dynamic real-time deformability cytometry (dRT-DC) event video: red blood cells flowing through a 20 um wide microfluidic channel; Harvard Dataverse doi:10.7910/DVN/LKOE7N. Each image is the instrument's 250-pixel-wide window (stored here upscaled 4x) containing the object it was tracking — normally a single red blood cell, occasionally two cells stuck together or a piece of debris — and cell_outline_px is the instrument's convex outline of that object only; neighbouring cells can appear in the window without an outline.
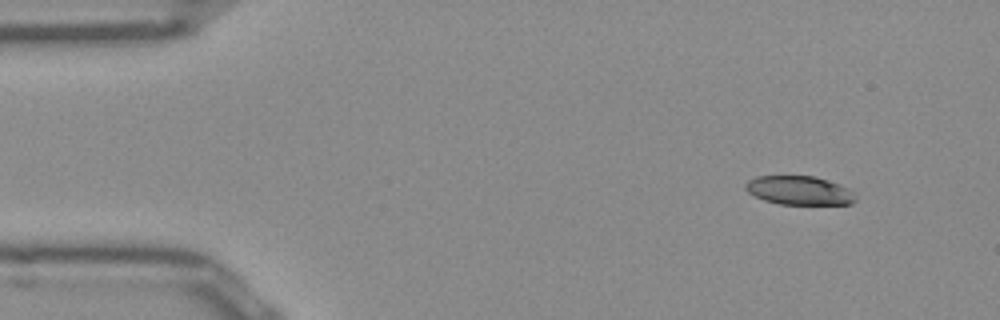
{"species": "Egyptian fruit bat (a non-hibernating species)", "species_latin": "Rousettus aegyptiacus", "temperature_condition": "room temperature", "stored_images_in_passage": 47, "camera_frame_rate_fps": 3000, "um_per_image_px": 0.085, "frame": {"image": 1, "passage_image": 1, "time_ms": 0.0, "image_size_px": [1000, 320], "cell_outline_px": [[856, 200], [852, 204], [780, 204], [764, 200], [748, 192], [744, 188], [744, 184], [748, 180], [756, 176], [812, 176], [848, 188], [852, 192]], "centroid_in_image_um": [67.88, 16.19], "position_along_channel_um": 17.1, "area_um2": 18.21}}
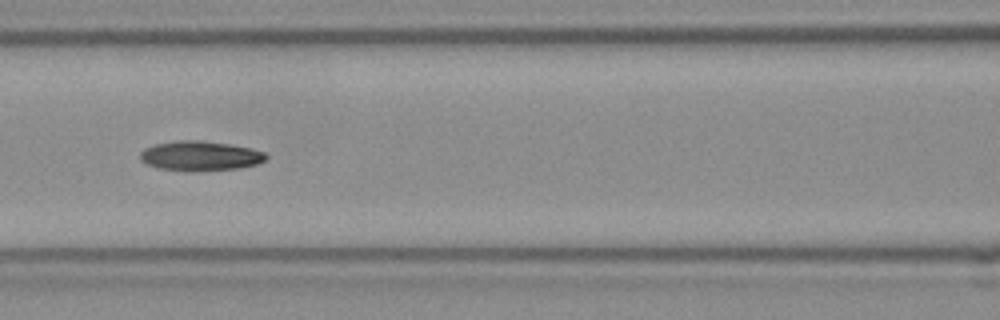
{"frame": {"image": 2, "passage_image": 18, "time_ms": 5.667, "image_size_px": [1000, 320], "cell_outline_px": [[268, 156], [264, 160], [256, 164], [240, 168], [188, 172], [160, 168], [144, 164], [140, 160], [140, 152], [144, 148], [156, 144], [180, 140], [200, 140], [228, 144], [252, 148], [264, 152]], "centroid_in_image_um": [16.99, 13.26], "position_along_channel_um": 149.6, "area_um2": 21.91}}
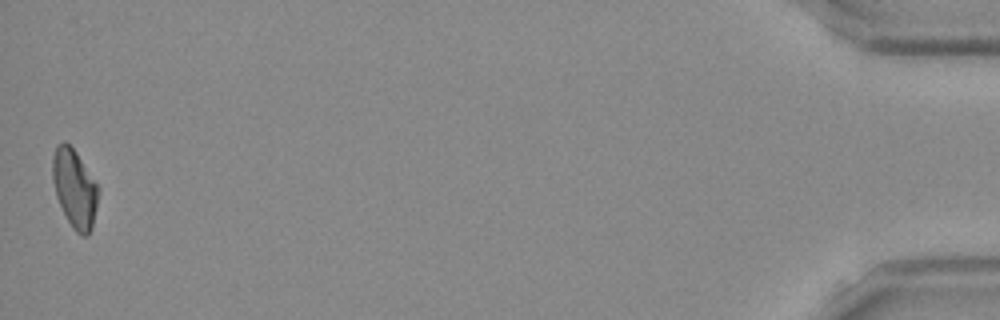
{"frame": {"image": 3, "passage_image": 47, "time_ms": 15.333, "image_size_px": [1000, 320], "cell_outline_px": [[100, 188], [92, 228], [88, 236], [80, 236], [72, 228], [56, 196], [52, 180], [52, 156], [56, 144], [64, 140], [76, 152]], "centroid_in_image_um": [6.34, 16.01], "position_along_channel_um": 428.9, "area_um2": 21.04}}